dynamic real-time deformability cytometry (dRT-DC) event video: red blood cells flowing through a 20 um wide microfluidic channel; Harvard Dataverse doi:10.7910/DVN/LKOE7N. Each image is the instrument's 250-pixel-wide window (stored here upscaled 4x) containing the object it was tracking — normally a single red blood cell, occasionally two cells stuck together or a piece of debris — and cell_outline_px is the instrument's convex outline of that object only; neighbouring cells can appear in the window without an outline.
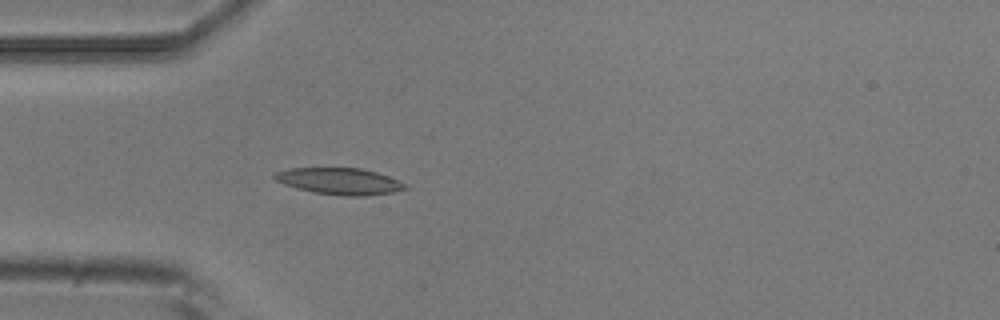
{"species": "common noctule bat (a hibernating species)", "species_latin": "Nyctalus noctula", "temperature_condition": "room temperature", "stored_images_in_passage": 3, "camera_frame_rate_fps": 3000, "um_per_image_px": 0.085, "animal": {"sex": "male", "body_mass_g": 20.5, "forearm_length_mm": 52.5}, "frame": {"image": 1, "passage_image": 3, "time_ms": 0.667, "image_size_px": [1000, 320], "cell_outline_px": [[408, 188], [392, 192], [368, 196], [344, 196], [312, 192], [296, 188], [284, 184], [276, 180], [272, 176], [276, 172], [288, 168], [360, 168], [376, 172], [388, 176], [408, 184]], "centroid_in_image_um": [28.87, 15.41], "position_along_channel_um": 56.1, "area_um2": 20.29}}